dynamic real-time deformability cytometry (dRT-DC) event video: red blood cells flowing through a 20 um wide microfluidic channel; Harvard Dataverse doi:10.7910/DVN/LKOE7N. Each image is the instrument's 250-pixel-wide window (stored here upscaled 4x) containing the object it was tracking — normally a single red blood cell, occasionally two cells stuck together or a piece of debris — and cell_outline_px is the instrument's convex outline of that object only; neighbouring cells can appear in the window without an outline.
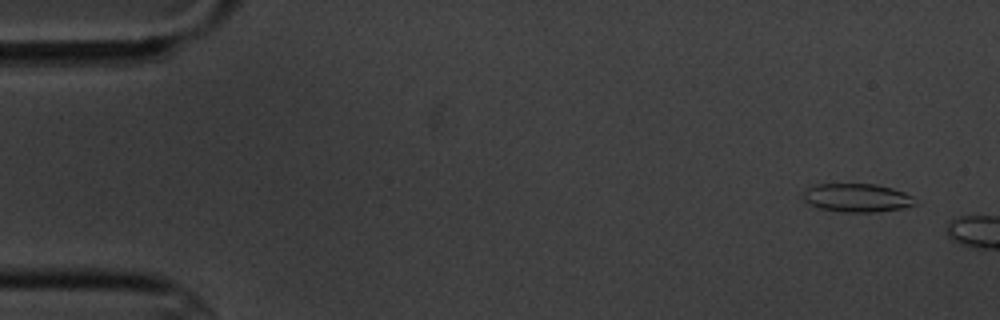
{"species": "common noctule bat (a hibernating species)", "species_latin": "Nyctalus noctula", "temperature_condition": "cold", "stored_images_in_passage": 3, "camera_frame_rate_fps": 3000, "um_per_image_px": 0.085, "animal": {"sex": "male", "body_mass_g": 20.1, "forearm_length_mm": 53.5}, "frame": {"image": 1, "passage_image": 1, "time_ms": 0.0, "image_size_px": [1000, 320], "cell_outline_px": [[916, 204], [904, 208], [876, 212], [844, 212], [816, 208], [808, 204], [804, 200], [804, 192], [808, 188], [816, 184], [876, 184], [892, 188], [904, 192], [912, 196]], "centroid_in_image_um": [72.83, 16.82], "position_along_channel_um": 12.2, "area_um2": 18.61}}